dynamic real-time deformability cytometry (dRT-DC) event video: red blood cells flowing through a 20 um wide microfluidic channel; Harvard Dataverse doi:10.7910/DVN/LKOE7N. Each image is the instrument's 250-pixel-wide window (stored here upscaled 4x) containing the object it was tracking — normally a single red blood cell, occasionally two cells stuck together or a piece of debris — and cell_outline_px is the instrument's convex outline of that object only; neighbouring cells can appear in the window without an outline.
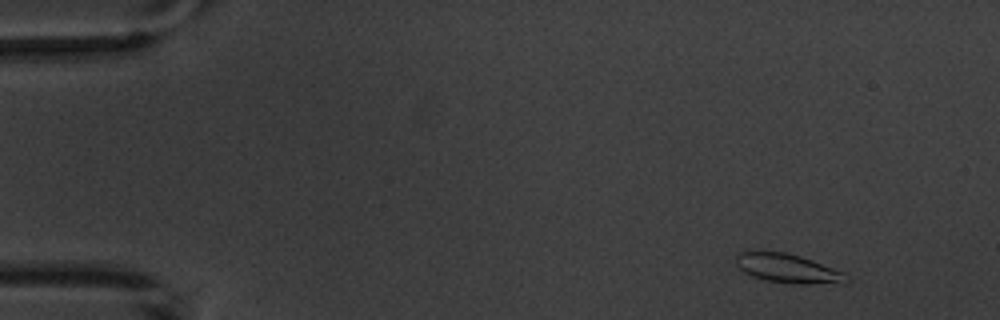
{"species": "common noctule bat (a hibernating species)", "species_latin": "Nyctalus noctula", "temperature_condition": "warm", "stored_images_in_passage": 9, "camera_frame_rate_fps": 3000, "um_per_image_px": 0.085, "animal": {"sex": "male", "body_mass_g": 20.1, "forearm_length_mm": 53.5}, "frame": {"image": 1, "passage_image": 2, "time_ms": 1.0, "image_size_px": [1000, 320], "cell_outline_px": [[848, 280], [808, 284], [792, 284], [768, 280], [752, 276], [744, 272], [736, 264], [736, 256], [744, 248], [784, 252], [800, 256], [812, 260], [844, 272], [848, 276]], "centroid_in_image_um": [66.83, 22.76], "position_along_channel_um": 18.2, "area_um2": 18.73}}
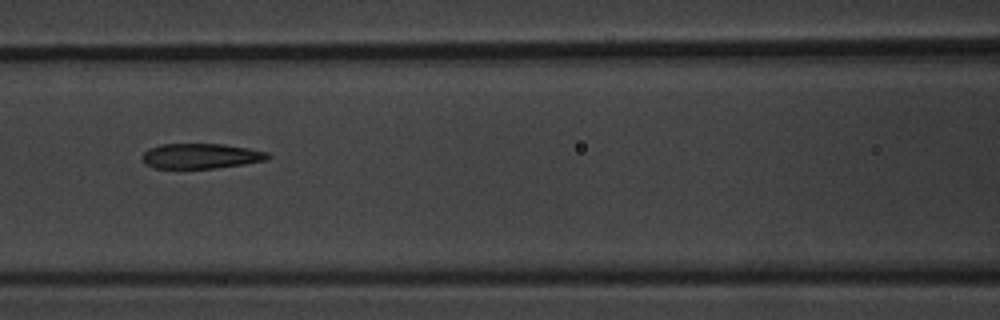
{"frame": {"image": 2, "passage_image": 8, "time_ms": 11.667, "image_size_px": [1000, 320], "cell_outline_px": [[272, 156], [268, 160], [244, 164], [212, 168], [156, 168], [144, 164], [144, 152], [148, 148], [160, 144], [224, 144], [248, 148], [268, 152]], "centroid_in_image_um": [17.11, 13.25], "position_along_channel_um": 149.5, "area_um2": 18.38}}
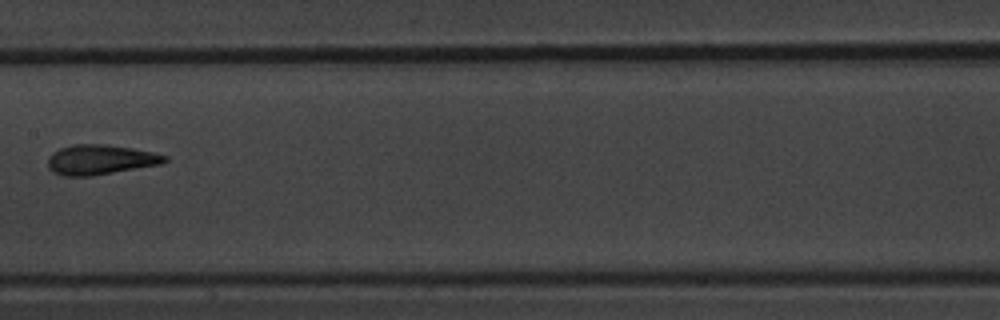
{"frame": {"image": 3, "passage_image": 9, "time_ms": 13.0, "image_size_px": [1000, 320], "cell_outline_px": [[168, 160], [160, 164], [92, 176], [60, 176], [52, 172], [48, 168], [48, 156], [52, 152], [60, 148], [72, 144], [108, 144], [132, 148], [152, 152], [168, 156]], "centroid_in_image_um": [8.48, 13.57], "position_along_channel_um": 198.9, "area_um2": 20.52}}